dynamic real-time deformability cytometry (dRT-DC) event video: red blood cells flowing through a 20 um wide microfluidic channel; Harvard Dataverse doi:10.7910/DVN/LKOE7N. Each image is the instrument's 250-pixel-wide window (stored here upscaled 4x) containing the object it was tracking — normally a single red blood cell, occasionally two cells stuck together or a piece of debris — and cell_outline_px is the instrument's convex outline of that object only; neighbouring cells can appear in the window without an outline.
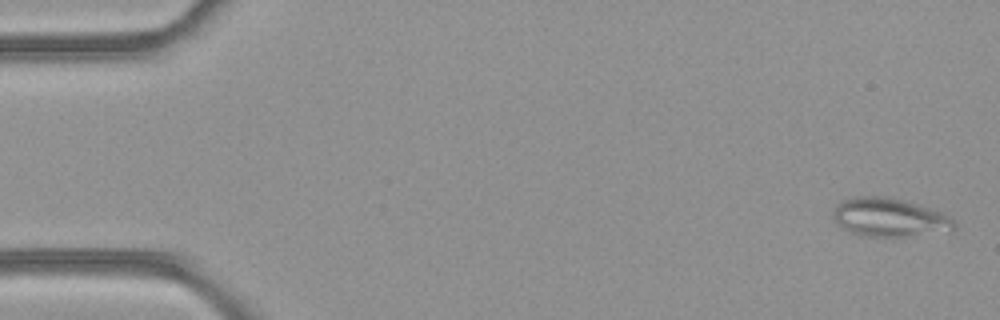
{"species": "common noctule bat (a hibernating species)", "species_latin": "Nyctalus noctula", "temperature_condition": "room temperature", "stored_images_in_passage": 4, "camera_frame_rate_fps": 3000, "um_per_image_px": 0.085, "animal": {"sex": "female", "body_mass_g": 21.9}, "frame": {"image": 1, "passage_image": 1, "time_ms": 0.0, "image_size_px": [1000, 320], "cell_outline_px": [[956, 228], [952, 232], [900, 236], [860, 236], [836, 224], [832, 216], [832, 212], [844, 200], [856, 196], [888, 196], [916, 204], [940, 212], [948, 216], [956, 224]], "centroid_in_image_um": [75.61, 18.49], "position_along_channel_um": 9.4, "area_um2": 27.05}}